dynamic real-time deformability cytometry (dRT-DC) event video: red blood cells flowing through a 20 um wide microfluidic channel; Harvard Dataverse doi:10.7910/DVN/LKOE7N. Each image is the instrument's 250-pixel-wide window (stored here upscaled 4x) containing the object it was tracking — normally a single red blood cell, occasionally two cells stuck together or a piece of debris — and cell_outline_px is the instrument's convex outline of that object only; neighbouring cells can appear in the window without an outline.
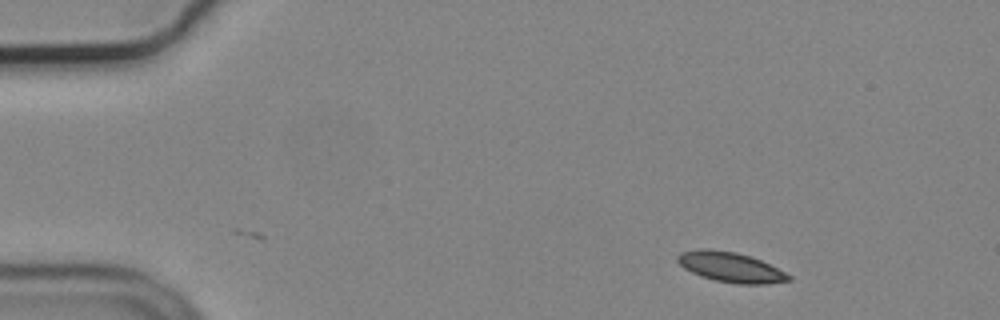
{"species": "common noctule bat (a hibernating species)", "species_latin": "Nyctalus noctula", "temperature_condition": "cold", "stored_images_in_passage": 50, "camera_frame_rate_fps": 3000, "um_per_image_px": 0.085, "animal": {"sex": "male", "body_mass_g": 19.2, "forearm_length_mm": 51.8}, "frame": {"image": 1, "passage_image": 1, "time_ms": 0.0, "image_size_px": [1000, 320], "cell_outline_px": [[792, 280], [768, 284], [736, 284], [716, 280], [700, 276], [684, 268], [676, 260], [676, 256], [680, 252], [704, 248], [736, 252], [760, 260], [792, 276]], "centroid_in_image_um": [62.08, 22.71], "position_along_channel_um": 22.9, "area_um2": 19.31}}
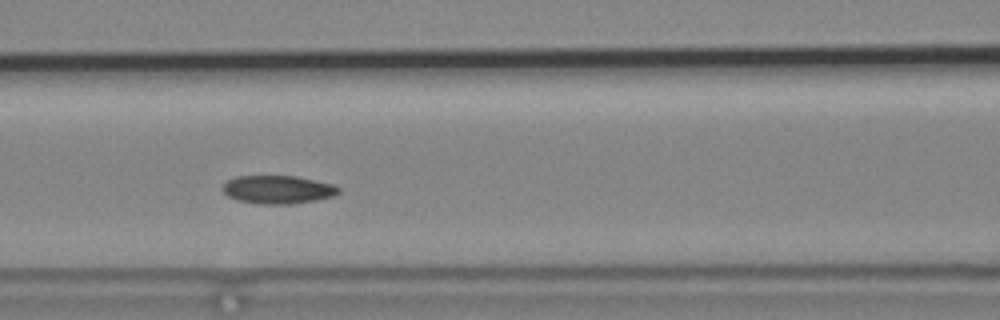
{"frame": {"image": 2, "passage_image": 18, "time_ms": 5.667, "image_size_px": [1000, 320], "cell_outline_px": [[340, 192], [332, 196], [316, 200], [292, 204], [256, 204], [240, 200], [228, 196], [224, 192], [224, 184], [228, 180], [236, 176], [296, 176], [316, 180], [332, 184], [340, 188]], "centroid_in_image_um": [23.64, 16.11], "position_along_channel_um": 143.0, "area_um2": 18.96}}
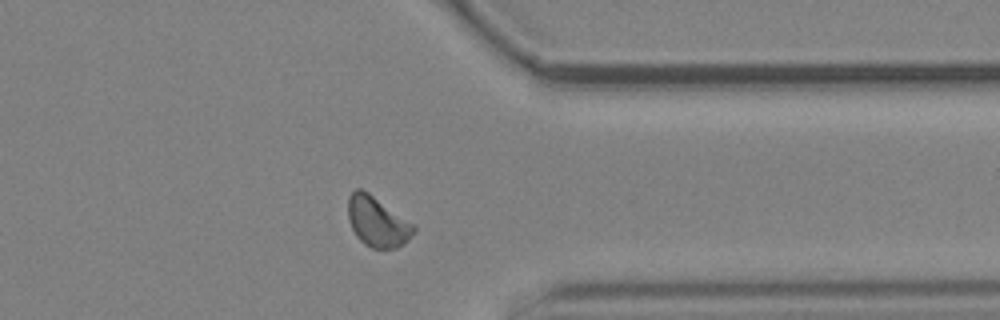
{"frame": {"image": 3, "passage_image": 38, "time_ms": 12.333, "image_size_px": [1000, 320], "cell_outline_px": [[416, 232], [404, 244], [396, 248], [372, 248], [364, 244], [356, 236], [348, 220], [348, 196], [356, 188], [360, 188], [368, 192], [416, 224]], "centroid_in_image_um": [32.1, 18.84], "position_along_channel_um": 379.3, "area_um2": 19.48}, "authors_computed_cell_mechanics": {"area_um2": 18.9584, "velocity_mm_per_s": 3.6551, "shape_relaxation_time_tau1_ms": 8.1374, "shape_relaxation_time_tau2_ms": null, "deformation_change_tau1": 0.1088, "deformation_change_tau2": null}}